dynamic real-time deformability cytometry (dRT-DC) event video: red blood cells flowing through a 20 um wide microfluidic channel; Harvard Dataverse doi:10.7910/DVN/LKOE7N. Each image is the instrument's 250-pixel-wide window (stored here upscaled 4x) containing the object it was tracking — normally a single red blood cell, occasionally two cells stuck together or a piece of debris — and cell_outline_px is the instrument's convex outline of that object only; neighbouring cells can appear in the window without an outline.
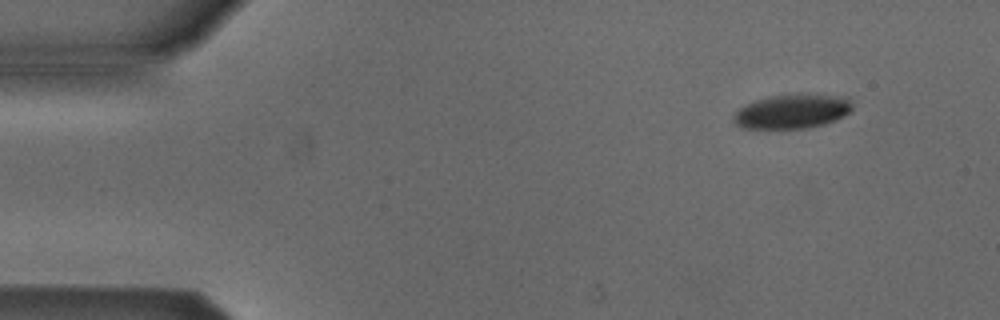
{"species": "Egyptian fruit bat (a non-hibernating species)", "species_latin": "Rousettus aegyptiacus", "temperature_condition": "cold", "stored_images_in_passage": 3, "camera_frame_rate_fps": 3000, "um_per_image_px": 0.085, "animal": {"sex": "male"}, "frame": {"image": 1, "passage_image": 1, "time_ms": 0.0, "image_size_px": [1000, 320], "cell_outline_px": [[852, 108], [848, 112], [836, 120], [824, 124], [808, 128], [744, 128], [736, 124], [732, 120], [732, 116], [740, 108], [756, 100], [772, 96], [800, 92], [848, 96], [852, 104]], "centroid_in_image_um": [67.38, 9.44], "position_along_channel_um": 17.6, "area_um2": 24.04}}
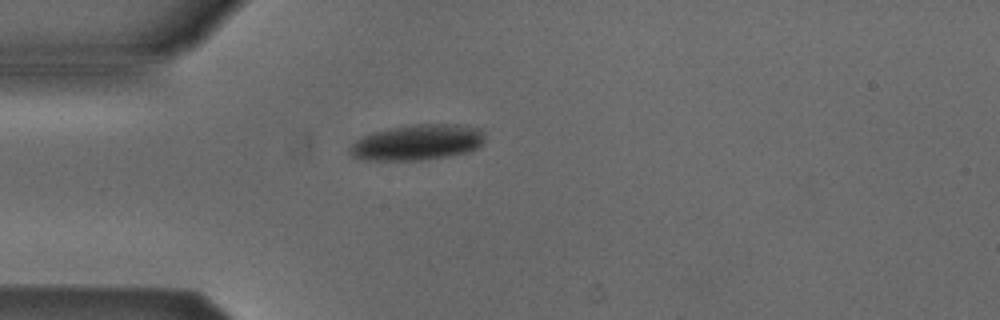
{"frame": {"image": 2, "passage_image": 3, "time_ms": 3.0, "image_size_px": [1000, 320], "cell_outline_px": [[484, 140], [476, 148], [468, 152], [448, 156], [420, 160], [368, 160], [352, 156], [348, 152], [348, 148], [360, 136], [372, 132], [388, 128], [416, 124], [460, 124], [480, 128], [484, 132]], "centroid_in_image_um": [35.46, 12.09], "position_along_channel_um": 49.5, "area_um2": 28.21}}